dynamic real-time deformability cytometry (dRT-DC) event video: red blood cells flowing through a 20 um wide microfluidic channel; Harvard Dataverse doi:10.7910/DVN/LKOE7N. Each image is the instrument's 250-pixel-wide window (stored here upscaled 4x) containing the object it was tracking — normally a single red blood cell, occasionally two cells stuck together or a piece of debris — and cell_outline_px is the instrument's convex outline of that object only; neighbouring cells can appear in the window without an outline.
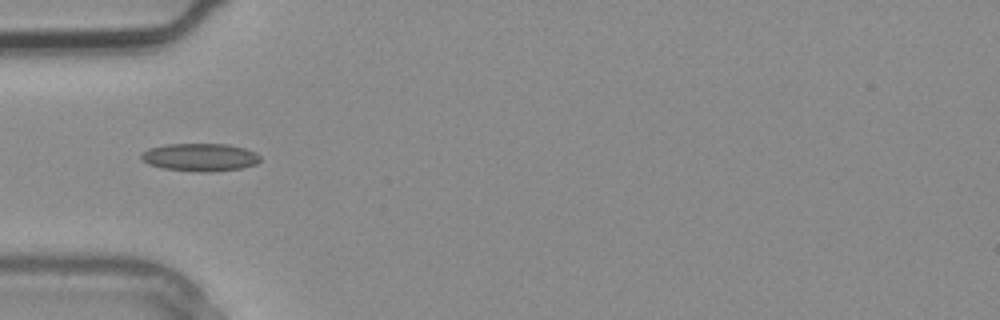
{"species": "common noctule bat (a hibernating species)", "species_latin": "Nyctalus noctula", "temperature_condition": "warm", "stored_images_in_passage": 3, "camera_frame_rate_fps": 3000, "um_per_image_px": 0.085, "animal": {"sex": "male", "body_mass_g": 20.4}, "frame": {"image": 1, "passage_image": 3, "time_ms": 0.667, "image_size_px": [1000, 320], "cell_outline_px": [[260, 160], [256, 164], [244, 168], [208, 172], [200, 172], [164, 168], [148, 164], [140, 160], [140, 156], [148, 148], [168, 144], [228, 144], [244, 148], [256, 152], [260, 156]], "centroid_in_image_um": [17.02, 13.36], "position_along_channel_um": 68.0, "area_um2": 19.36}}